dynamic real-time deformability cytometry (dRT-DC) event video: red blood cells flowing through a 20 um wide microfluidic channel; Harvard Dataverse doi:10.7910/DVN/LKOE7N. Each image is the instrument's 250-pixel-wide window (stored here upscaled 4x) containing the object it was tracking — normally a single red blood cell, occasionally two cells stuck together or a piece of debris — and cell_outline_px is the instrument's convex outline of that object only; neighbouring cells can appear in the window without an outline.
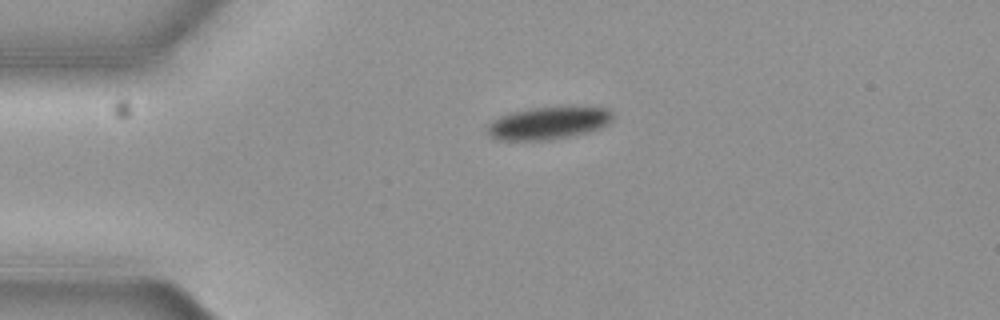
{"species": "common noctule bat (a hibernating species)", "species_latin": "Nyctalus noctula", "temperature_condition": "cold", "stored_images_in_passage": 2, "camera_frame_rate_fps": 3000, "um_per_image_px": 0.085, "animal": {"sex": "female", "body_mass_g": 19.3, "forearm_length_mm": 54.1}, "frame": {"image": 1, "passage_image": 1, "time_ms": 0.0, "image_size_px": [1000, 320], "cell_outline_px": [[612, 120], [608, 124], [600, 128], [588, 132], [572, 136], [548, 140], [496, 140], [488, 136], [484, 128], [492, 120], [508, 112], [532, 108], [608, 108], [612, 112]], "centroid_in_image_um": [46.52, 10.49], "position_along_channel_um": 38.5, "area_um2": 23.76}}